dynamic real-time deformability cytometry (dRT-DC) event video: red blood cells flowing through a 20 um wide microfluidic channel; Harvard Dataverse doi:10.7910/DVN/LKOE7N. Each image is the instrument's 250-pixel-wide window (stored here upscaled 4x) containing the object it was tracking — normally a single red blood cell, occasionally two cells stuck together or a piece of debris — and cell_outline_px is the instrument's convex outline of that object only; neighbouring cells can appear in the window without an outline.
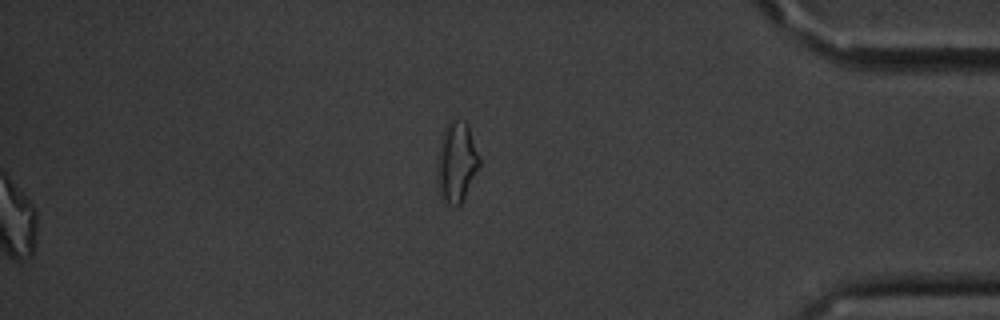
{"species": "common noctule bat (a hibernating species)", "species_latin": "Nyctalus noctula", "temperature_condition": "cold", "stored_images_in_passage": 56, "segment_of_instrument_passage": [2, 2], "camera_frame_rate_fps": 3000, "um_per_image_px": 0.085, "animal": {"sex": "male", "body_mass_g": 20.1, "forearm_length_mm": 53.5}, "frame": {"image": 1, "passage_image": 56, "time_ms": 18.333, "image_size_px": [1000, 320], "cell_outline_px": [[480, 164], [464, 200], [456, 208], [444, 204], [440, 196], [436, 180], [436, 164], [440, 140], [448, 120], [464, 120], [468, 124], [480, 156]], "centroid_in_image_um": [38.79, 13.82], "position_along_channel_um": 396.4, "area_um2": 20.46}}